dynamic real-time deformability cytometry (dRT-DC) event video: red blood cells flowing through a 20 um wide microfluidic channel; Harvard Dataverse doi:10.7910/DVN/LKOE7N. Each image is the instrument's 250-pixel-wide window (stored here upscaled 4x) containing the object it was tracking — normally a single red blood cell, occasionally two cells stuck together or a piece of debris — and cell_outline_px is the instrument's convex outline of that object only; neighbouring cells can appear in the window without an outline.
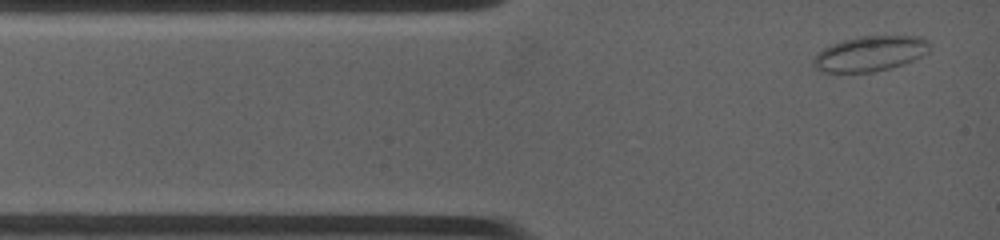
{"species": "common noctule bat (a hibernating species)", "species_latin": "Nyctalus noctula", "temperature_condition": "warm", "stored_images_in_passage": 23, "camera_frame_rate_fps": 4500, "um_per_image_px": 0.085, "animal": {"sex": "female", "body_mass_g": 19.0, "forearm_length_mm": 53.3}, "frame": {"image": 1, "passage_image": 1, "time_ms": 0.0, "image_size_px": [1000, 240], "cell_outline_px": [[928, 52], [900, 64], [888, 68], [872, 72], [828, 72], [820, 68], [816, 64], [816, 56], [824, 48], [848, 40], [868, 36], [904, 36], [924, 40], [928, 44]], "centroid_in_image_um": [73.97, 4.57], "position_along_channel_um": 11.0, "area_um2": 22.2}}
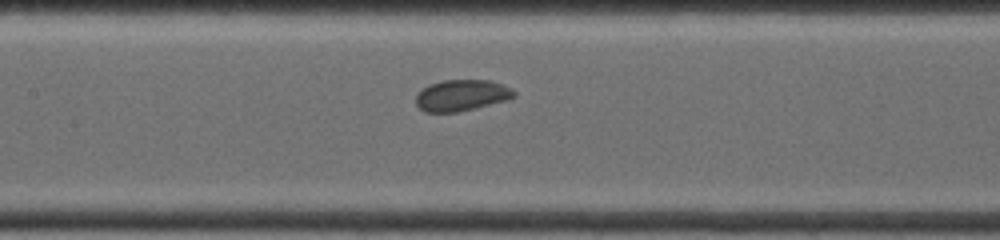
{"frame": {"image": 2, "passage_image": 10, "time_ms": 4.889, "image_size_px": [1000, 240], "cell_outline_px": [[516, 96], [508, 100], [456, 112], [424, 112], [416, 104], [416, 96], [428, 84], [440, 80], [488, 80], [500, 84], [516, 92]], "centroid_in_image_um": [39.21, 8.1], "position_along_channel_um": 168.2, "area_um2": 17.69}}
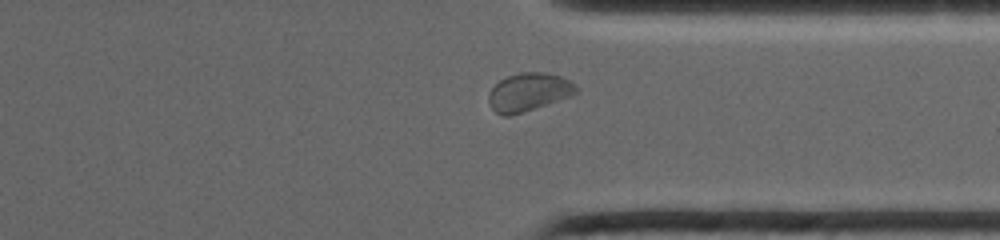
{"frame": {"image": 3, "passage_image": 20, "time_ms": 10.0, "image_size_px": [1000, 240], "cell_outline_px": [[580, 88], [572, 96], [508, 116], [504, 116], [496, 112], [492, 108], [488, 100], [488, 96], [492, 88], [500, 80], [508, 76], [520, 72], [544, 72], [560, 76], [576, 84]], "centroid_in_image_um": [44.96, 7.81], "position_along_channel_um": 366.4, "area_um2": 19.25}}